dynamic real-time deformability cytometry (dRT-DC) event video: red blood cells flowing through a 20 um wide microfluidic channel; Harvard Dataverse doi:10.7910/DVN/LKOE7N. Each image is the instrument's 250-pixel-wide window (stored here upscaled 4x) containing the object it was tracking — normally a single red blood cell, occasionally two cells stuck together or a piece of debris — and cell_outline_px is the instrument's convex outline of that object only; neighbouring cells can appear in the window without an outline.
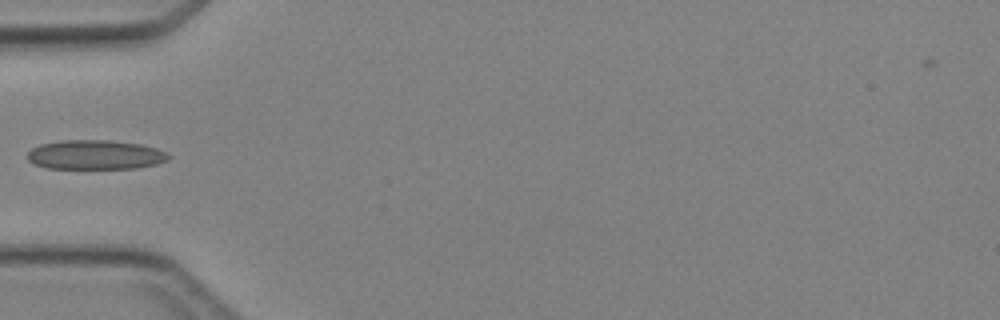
{"species": "Egyptian fruit bat (a non-hibernating species)", "species_latin": "Rousettus aegyptiacus", "temperature_condition": "cold", "stored_images_in_passage": 2, "camera_frame_rate_fps": 3000, "um_per_image_px": 0.085, "animal": {"sex": "female"}, "frame": {"image": 1, "passage_image": 2, "time_ms": 1.333, "image_size_px": [1000, 320], "cell_outline_px": [[172, 156], [168, 160], [156, 164], [136, 168], [44, 168], [28, 160], [28, 152], [32, 148], [40, 144], [60, 140], [108, 140], [140, 144], [156, 148], [168, 152]], "centroid_in_image_um": [8.12, 13.15], "position_along_channel_um": 76.9, "area_um2": 24.22}}